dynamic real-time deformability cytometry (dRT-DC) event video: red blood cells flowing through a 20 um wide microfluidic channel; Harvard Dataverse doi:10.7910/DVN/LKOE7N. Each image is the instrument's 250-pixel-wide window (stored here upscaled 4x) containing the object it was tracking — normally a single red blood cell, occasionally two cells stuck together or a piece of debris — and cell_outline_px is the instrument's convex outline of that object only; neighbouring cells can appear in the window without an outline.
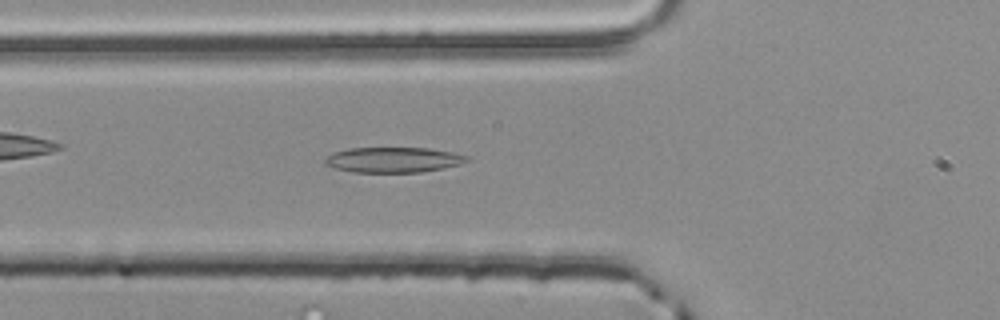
{"species": "common noctule bat (a hibernating species)", "species_latin": "Nyctalus noctula", "temperature_condition": "room temperature", "stored_images_in_passage": 53, "camera_frame_rate_fps": 3000, "um_per_image_px": 0.085, "animal": {"sex": "male", "body_mass_g": 20.4}, "frame": {"image": 1, "passage_image": 19, "time_ms": 6.0, "image_size_px": [1000, 320], "cell_outline_px": [[472, 160], [460, 164], [444, 168], [420, 172], [352, 172], [336, 168], [324, 164], [324, 160], [332, 152], [348, 148], [428, 148], [452, 152], [472, 156]], "centroid_in_image_um": [33.48, 13.58], "position_along_channel_um": 92.3, "area_um2": 21.1}}
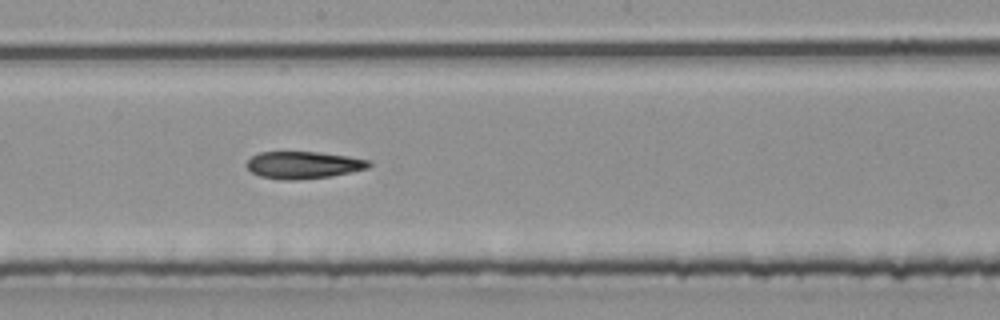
{"frame": {"image": 2, "passage_image": 29, "time_ms": 9.333, "image_size_px": [1000, 320], "cell_outline_px": [[372, 164], [368, 168], [332, 176], [296, 180], [280, 180], [260, 176], [252, 172], [248, 168], [248, 160], [252, 156], [260, 152], [320, 152], [348, 156], [372, 160]], "centroid_in_image_um": [25.83, 14.02], "position_along_channel_um": 222.4, "area_um2": 19.42}}
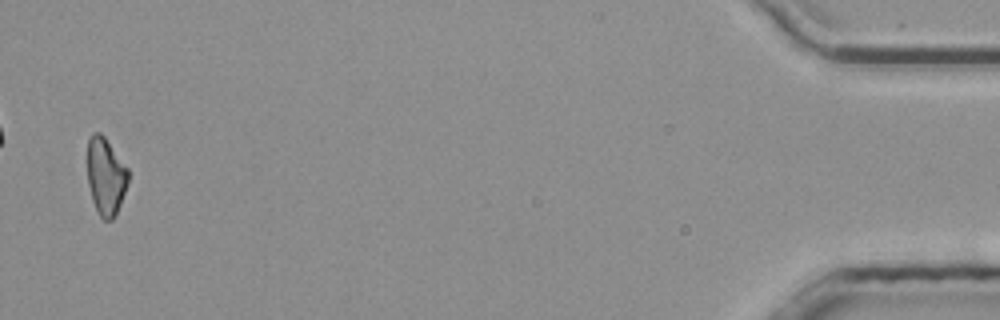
{"frame": {"image": 3, "passage_image": 52, "time_ms": 17.0, "image_size_px": [1000, 320], "cell_outline_px": [[128, 184], [116, 216], [112, 220], [104, 220], [100, 216], [92, 200], [88, 184], [88, 140], [92, 132], [100, 132], [104, 136], [128, 168]], "centroid_in_image_um": [9.0, 15.0], "position_along_channel_um": 426.2, "area_um2": 18.44}, "authors_computed_cell_mechanics": {"area_um2": 20.23, "velocity_mm_per_s": 3.8794, "shape_relaxation_time_tau1_ms": 5.7247, "shape_relaxation_time_tau2_ms": 6.937, "deformation_change_tau1": 0.1396, "deformation_change_tau2": 0.1696}}